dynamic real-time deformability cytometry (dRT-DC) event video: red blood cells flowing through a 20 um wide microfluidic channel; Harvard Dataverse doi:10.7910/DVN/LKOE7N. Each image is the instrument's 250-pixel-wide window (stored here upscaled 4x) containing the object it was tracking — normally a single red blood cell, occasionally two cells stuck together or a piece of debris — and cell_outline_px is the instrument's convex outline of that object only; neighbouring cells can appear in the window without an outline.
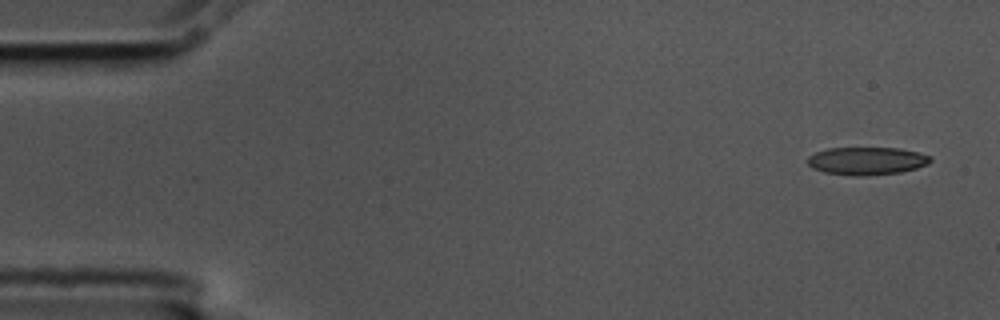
{"species": "common noctule bat (a hibernating species)", "species_latin": "Nyctalus noctula", "temperature_condition": "cold", "stored_images_in_passage": 4, "camera_frame_rate_fps": 3000, "um_per_image_px": 0.085, "animal": {"sex": "male", "body_mass_g": 17.5, "forearm_length_mm": 52.3}, "frame": {"image": 1, "passage_image": 1, "time_ms": 0.0, "image_size_px": [1000, 320], "cell_outline_px": [[932, 160], [928, 164], [916, 168], [900, 172], [864, 176], [852, 176], [824, 172], [812, 168], [808, 164], [808, 156], [816, 152], [828, 148], [900, 148], [920, 152], [932, 156]], "centroid_in_image_um": [73.7, 13.67], "position_along_channel_um": 11.3, "area_um2": 20.06}}
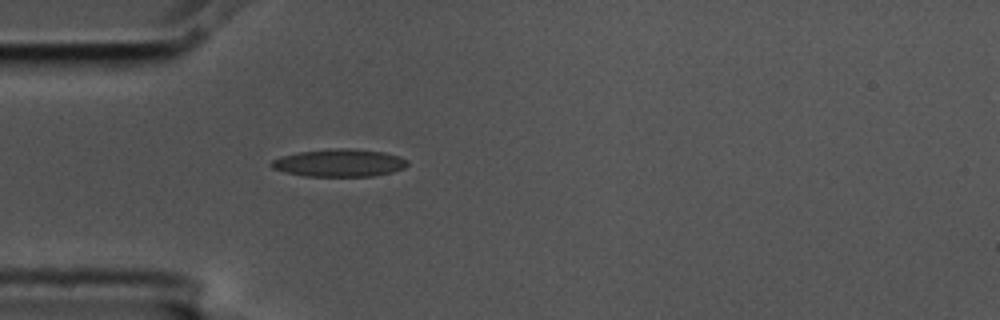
{"frame": {"image": 2, "passage_image": 4, "time_ms": 1.0, "image_size_px": [1000, 320], "cell_outline_px": [[408, 164], [404, 168], [392, 172], [372, 176], [304, 176], [272, 168], [268, 164], [272, 160], [280, 156], [296, 152], [328, 148], [352, 148], [384, 152], [408, 160]], "centroid_in_image_um": [28.81, 13.83], "position_along_channel_um": 56.2, "area_um2": 22.02}}